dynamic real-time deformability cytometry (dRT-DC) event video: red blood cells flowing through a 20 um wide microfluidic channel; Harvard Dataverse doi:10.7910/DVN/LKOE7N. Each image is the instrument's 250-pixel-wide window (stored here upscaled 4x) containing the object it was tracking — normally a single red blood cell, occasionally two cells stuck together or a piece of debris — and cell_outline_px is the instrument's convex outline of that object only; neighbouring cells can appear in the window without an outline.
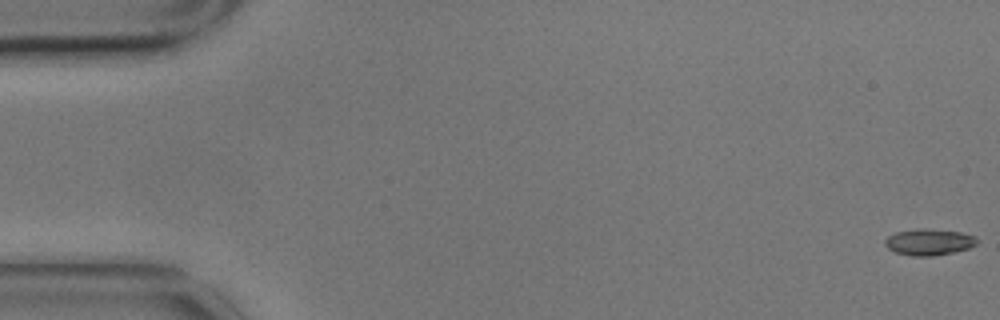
{"species": "common noctule bat (a hibernating species)", "species_latin": "Nyctalus noctula", "temperature_condition": "cold", "stored_images_in_passage": 5, "camera_frame_rate_fps": 3000, "um_per_image_px": 0.085, "animal": {"sex": "male", "body_mass_g": 17.9}, "frame": {"image": 1, "passage_image": 1, "time_ms": 0.0, "image_size_px": [1000, 320], "cell_outline_px": [[976, 244], [968, 248], [952, 252], [932, 256], [912, 256], [896, 252], [888, 248], [884, 244], [884, 240], [888, 236], [896, 232], [916, 228], [928, 228], [960, 232], [976, 236]], "centroid_in_image_um": [78.93, 20.56], "position_along_channel_um": 6.1, "area_um2": 14.1}}
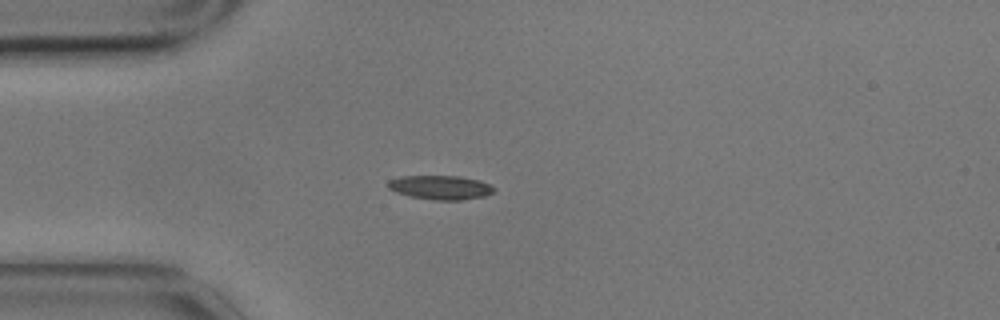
{"frame": {"image": 2, "passage_image": 5, "time_ms": 1.333, "image_size_px": [1000, 320], "cell_outline_px": [[496, 188], [492, 192], [484, 196], [460, 200], [436, 200], [412, 196], [396, 192], [388, 188], [388, 180], [400, 176], [460, 176], [480, 180]], "centroid_in_image_um": [37.43, 15.92], "position_along_channel_um": 47.6, "area_um2": 14.74}}